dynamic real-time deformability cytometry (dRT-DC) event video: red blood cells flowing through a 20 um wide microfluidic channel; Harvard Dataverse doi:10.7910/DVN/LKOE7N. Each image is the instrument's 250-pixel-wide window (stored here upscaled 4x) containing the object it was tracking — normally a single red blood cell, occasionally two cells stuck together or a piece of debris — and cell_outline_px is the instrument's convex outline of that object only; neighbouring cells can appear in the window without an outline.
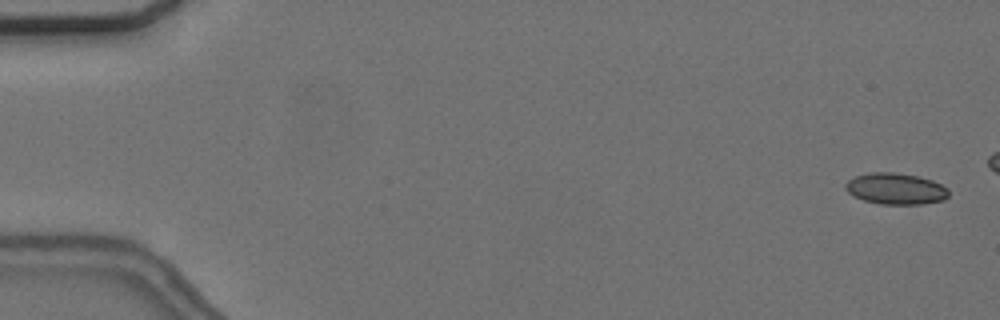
{"species": "common noctule bat (a hibernating species)", "species_latin": "Nyctalus noctula", "temperature_condition": "cold", "stored_images_in_passage": 6, "camera_frame_rate_fps": 3000, "um_per_image_px": 0.085, "animal": {"sex": "female", "body_mass_g": 24.6, "forearm_length_mm": 56.2}, "frame": {"image": 1, "passage_image": 2, "time_ms": 0.333, "image_size_px": [1000, 320], "cell_outline_px": [[948, 196], [944, 200], [920, 204], [880, 204], [864, 200], [852, 196], [844, 188], [844, 184], [848, 180], [856, 176], [868, 172], [892, 172], [916, 176], [932, 180], [948, 188]], "centroid_in_image_um": [76.1, 16.04], "position_along_channel_um": 8.9, "area_um2": 18.84}}